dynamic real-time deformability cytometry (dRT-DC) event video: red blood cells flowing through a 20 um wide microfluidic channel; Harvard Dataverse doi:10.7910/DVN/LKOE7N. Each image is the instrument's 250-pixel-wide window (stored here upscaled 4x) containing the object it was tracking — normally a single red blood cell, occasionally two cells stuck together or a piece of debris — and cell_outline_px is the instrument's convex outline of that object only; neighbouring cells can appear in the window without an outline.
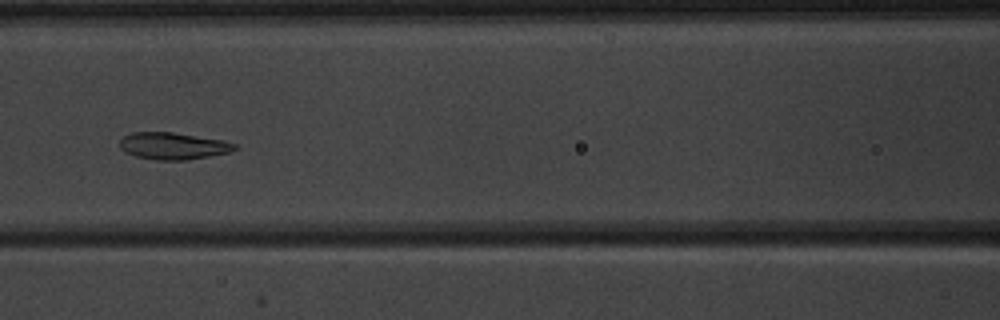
{"species": "common noctule bat (a hibernating species)", "species_latin": "Nyctalus noctula", "temperature_condition": "warm", "stored_images_in_passage": 5, "camera_frame_rate_fps": 3000, "um_per_image_px": 0.085, "animal": {"sex": "male", "body_mass_g": 20.1, "forearm_length_mm": 53.5}, "frame": {"image": 1, "passage_image": 5, "time_ms": 4.667, "image_size_px": [1000, 320], "cell_outline_px": [[240, 148], [232, 152], [188, 160], [156, 160], [136, 156], [124, 152], [120, 148], [120, 140], [124, 136], [132, 132], [172, 132], [224, 140], [236, 144]], "centroid_in_image_um": [14.76, 12.41], "position_along_channel_um": 151.8, "area_um2": 18.26}}